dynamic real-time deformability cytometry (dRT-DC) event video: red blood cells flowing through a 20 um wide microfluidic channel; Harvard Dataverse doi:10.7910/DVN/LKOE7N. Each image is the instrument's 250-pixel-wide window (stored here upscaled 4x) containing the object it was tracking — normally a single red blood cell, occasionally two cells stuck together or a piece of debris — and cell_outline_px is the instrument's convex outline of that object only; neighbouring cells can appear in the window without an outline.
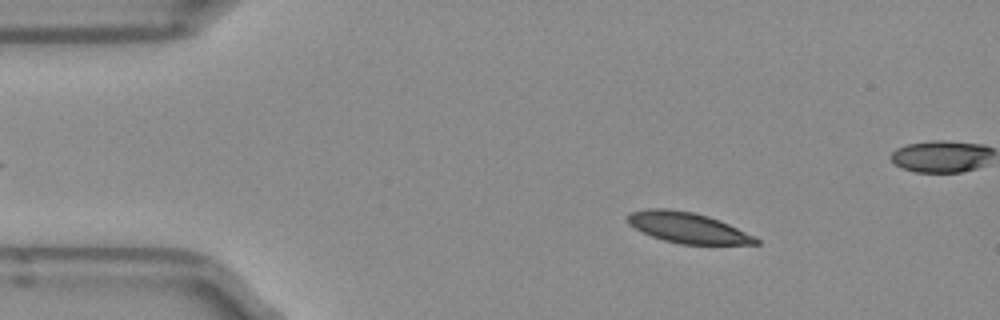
{"species": "Egyptian fruit bat (a non-hibernating species)", "species_latin": "Rousettus aegyptiacus", "temperature_condition": "room temperature", "stored_images_in_passage": 51, "camera_frame_rate_fps": 3000, "um_per_image_px": 0.085, "frame": {"image": 1, "passage_image": 7, "time_ms": 2.0, "image_size_px": [1000, 320], "cell_outline_px": [[760, 244], [680, 244], [664, 240], [652, 236], [628, 224], [624, 220], [632, 212], [648, 208], [668, 208], [692, 212], [708, 216], [728, 224], [756, 236], [760, 240]], "centroid_in_image_um": [58.46, 19.35], "position_along_channel_um": 26.5, "area_um2": 22.77}}
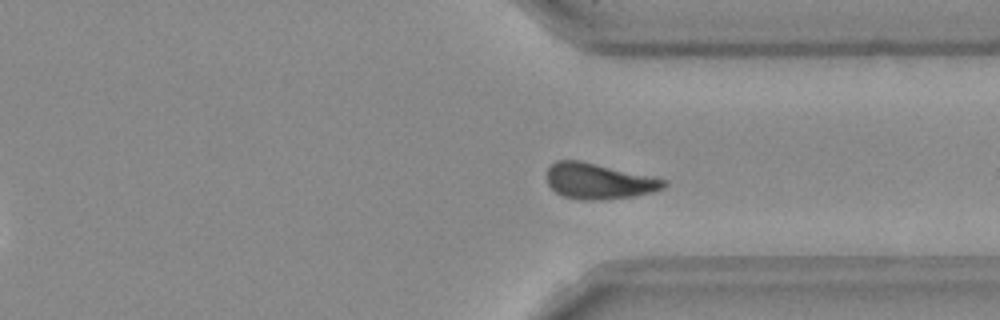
{"frame": {"image": 2, "passage_image": 37, "time_ms": 12.0, "image_size_px": [1000, 320], "cell_outline_px": [[668, 184], [664, 188], [652, 192], [632, 196], [596, 200], [580, 200], [564, 196], [556, 192], [548, 184], [548, 168], [556, 160], [580, 160], [652, 176], [668, 180]], "centroid_in_image_um": [50.92, 15.39], "position_along_channel_um": 360.5, "area_um2": 24.28}}
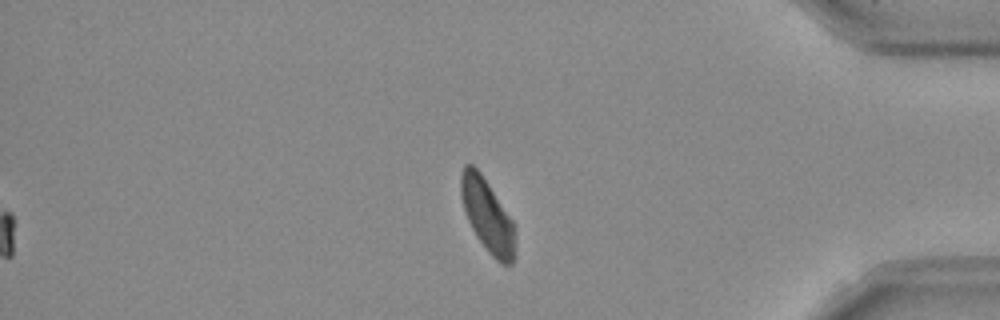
{"frame": {"image": 3, "passage_image": 42, "time_ms": 13.667, "image_size_px": [1000, 320], "cell_outline_px": [[516, 256], [512, 264], [500, 264], [488, 252], [476, 236], [468, 220], [460, 196], [460, 176], [464, 164], [472, 164], [480, 172], [512, 220]], "centroid_in_image_um": [41.41, 18.34], "position_along_channel_um": 393.8, "area_um2": 22.83}, "authors_computed_cell_mechanics": {"area_um2": 23.987, "velocity_mm_per_s": 3.9154, "shape_relaxation_time_tau1_ms": 3.0344, "shape_relaxation_time_tau2_ms": 3.752, "deformation_change_tau1": 0.1065, "deformation_change_tau2": 0.0941}}